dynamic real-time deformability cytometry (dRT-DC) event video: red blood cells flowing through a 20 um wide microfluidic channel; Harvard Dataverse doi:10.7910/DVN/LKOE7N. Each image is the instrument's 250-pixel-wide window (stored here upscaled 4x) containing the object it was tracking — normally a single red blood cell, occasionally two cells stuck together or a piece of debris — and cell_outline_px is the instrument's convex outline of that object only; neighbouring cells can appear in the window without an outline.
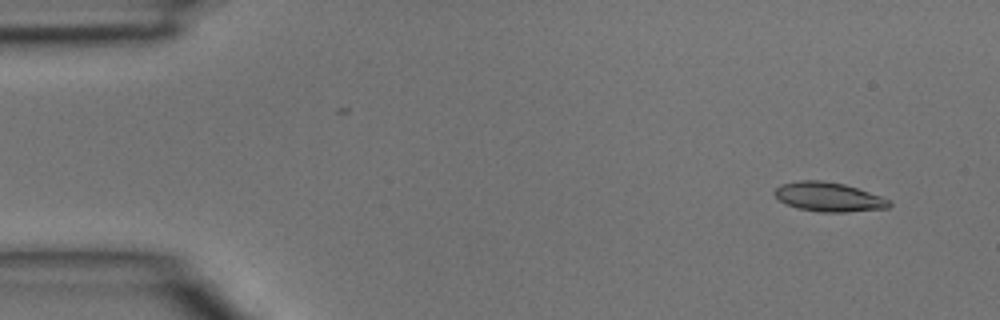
{"species": "common noctule bat (a hibernating species)", "species_latin": "Nyctalus noctula", "temperature_condition": "room temperature", "stored_images_in_passage": 4, "segment_of_instrument_passage": [1, 2], "camera_frame_rate_fps": 3000, "um_per_image_px": 0.085, "animal": {"sex": "male", "body_mass_g": 15.6}, "frame": {"image": 1, "passage_image": 1, "time_ms": 0.0, "image_size_px": [1000, 320], "cell_outline_px": [[892, 204], [888, 208], [844, 212], [820, 212], [796, 208], [780, 200], [772, 192], [780, 184], [800, 180], [820, 180], [844, 184], [880, 196], [888, 200]], "centroid_in_image_um": [70.4, 16.74], "position_along_channel_um": 14.6, "area_um2": 19.36}}
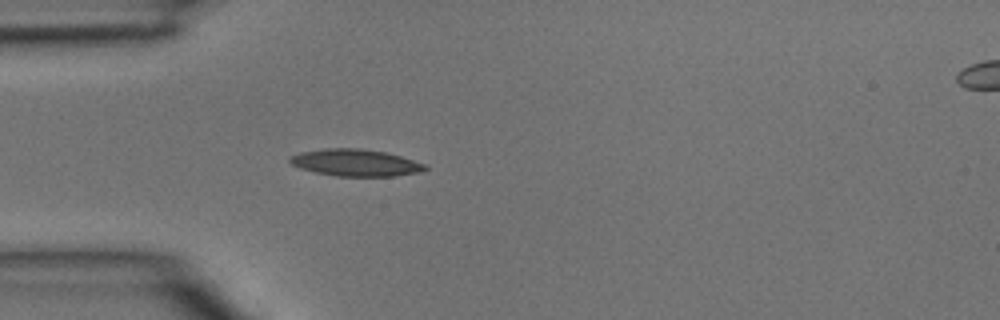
{"frame": {"image": 2, "passage_image": 3, "time_ms": 0.667, "image_size_px": [1000, 320], "cell_outline_px": [[428, 168], [424, 172], [396, 176], [336, 176], [316, 172], [300, 168], [292, 164], [288, 160], [292, 156], [300, 152], [324, 148], [360, 148], [384, 152], [400, 156], [428, 164]], "centroid_in_image_um": [30.28, 13.83], "position_along_channel_um": 54.7, "area_um2": 21.33}}